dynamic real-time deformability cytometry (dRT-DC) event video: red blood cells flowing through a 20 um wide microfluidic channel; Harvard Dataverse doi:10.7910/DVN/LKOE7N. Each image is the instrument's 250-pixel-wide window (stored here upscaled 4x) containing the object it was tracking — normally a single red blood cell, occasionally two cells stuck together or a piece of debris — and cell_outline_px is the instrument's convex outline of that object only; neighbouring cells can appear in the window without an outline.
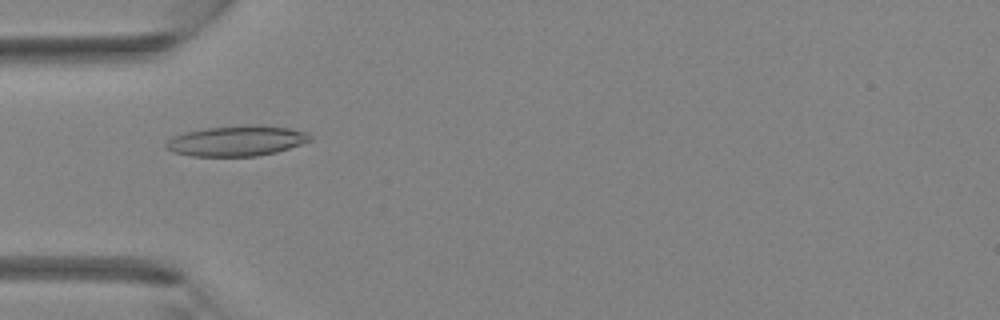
{"species": "Egyptian fruit bat (a non-hibernating species)", "species_latin": "Rousettus aegyptiacus", "temperature_condition": "room temperature", "stored_images_in_passage": 43, "camera_frame_rate_fps": 3000, "um_per_image_px": 0.085, "animal": {"sex": "female"}, "frame": {"image": 1, "passage_image": 14, "time_ms": 4.333, "image_size_px": [1000, 320], "cell_outline_px": [[312, 140], [276, 152], [256, 156], [192, 156], [172, 152], [164, 148], [164, 144], [172, 136], [184, 132], [208, 128], [260, 124], [288, 128], [308, 132], [312, 136]], "centroid_in_image_um": [20.09, 11.97], "position_along_channel_um": 64.9, "area_um2": 25.55}}
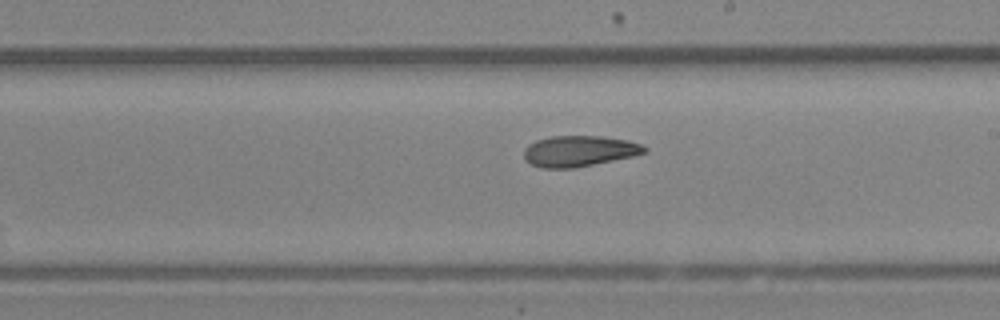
{"frame": {"image": 2, "passage_image": 25, "time_ms": 8.0, "image_size_px": [1000, 320], "cell_outline_px": [[648, 152], [632, 156], [572, 168], [544, 168], [532, 164], [524, 160], [524, 148], [528, 144], [536, 140], [552, 136], [600, 136], [628, 140], [640, 144], [648, 148]], "centroid_in_image_um": [49.21, 12.83], "position_along_channel_um": 239.8, "area_um2": 21.56}}
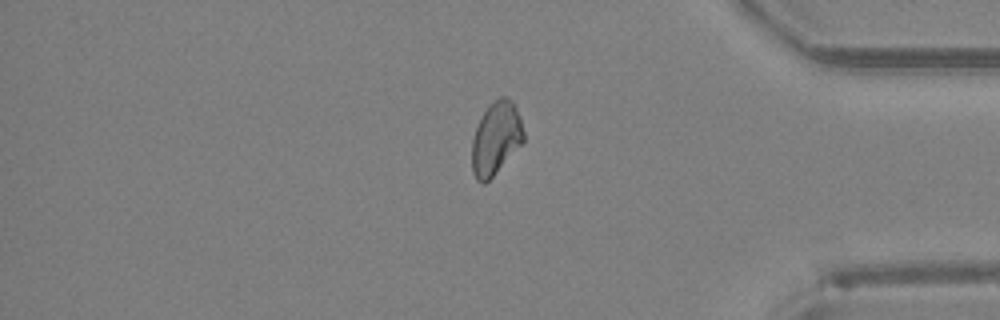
{"frame": {"image": 3, "passage_image": 36, "time_ms": 11.667, "image_size_px": [1000, 320], "cell_outline_px": [[524, 140], [492, 176], [484, 184], [476, 180], [472, 172], [472, 140], [476, 128], [484, 112], [500, 96], [508, 96], [512, 100], [520, 116], [524, 132]], "centroid_in_image_um": [42.15, 11.75], "position_along_channel_um": 393.1, "area_um2": 21.5}}